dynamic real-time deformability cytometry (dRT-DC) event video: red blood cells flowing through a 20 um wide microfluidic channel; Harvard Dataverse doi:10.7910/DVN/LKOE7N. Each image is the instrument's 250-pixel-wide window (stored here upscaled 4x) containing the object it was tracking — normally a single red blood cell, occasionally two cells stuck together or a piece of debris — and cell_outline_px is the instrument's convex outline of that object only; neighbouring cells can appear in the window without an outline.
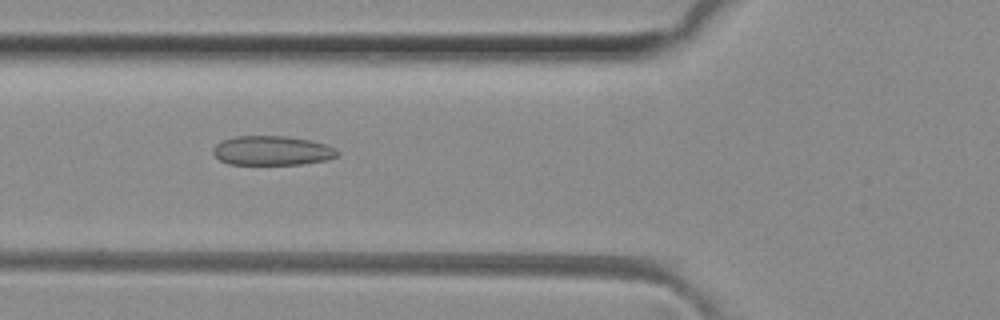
{"species": "common noctule bat (a hibernating species)", "species_latin": "Nyctalus noctula", "temperature_condition": "room temperature", "stored_images_in_passage": 49, "camera_frame_rate_fps": 3000, "um_per_image_px": 0.085, "animal": {"sex": "female", "body_mass_g": 29.2, "forearm_length_mm": 56.3}, "frame": {"image": 1, "passage_image": 18, "time_ms": 5.667, "image_size_px": [1000, 320], "cell_outline_px": [[340, 152], [336, 156], [328, 160], [300, 164], [228, 164], [220, 160], [212, 152], [212, 148], [220, 140], [236, 136], [284, 136], [308, 140], [324, 144], [336, 148]], "centroid_in_image_um": [23.1, 12.8], "position_along_channel_um": 102.7, "area_um2": 21.27}}
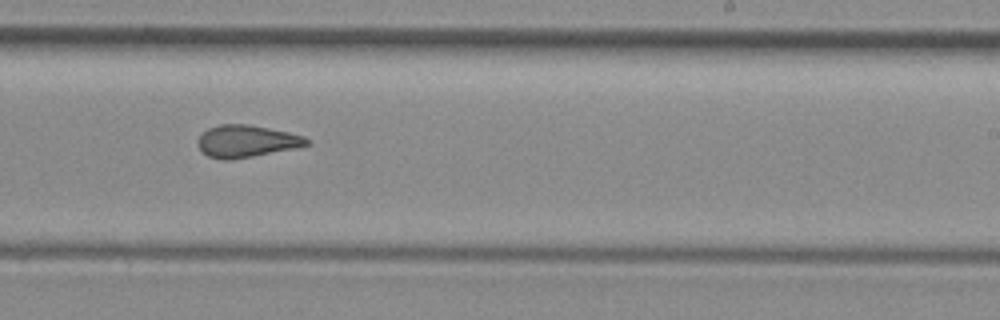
{"frame": {"image": 2, "passage_image": 30, "time_ms": 9.667, "image_size_px": [1000, 320], "cell_outline_px": [[312, 144], [296, 148], [232, 160], [220, 160], [208, 156], [196, 144], [196, 140], [208, 128], [220, 124], [248, 124], [288, 132], [304, 136]], "centroid_in_image_um": [20.94, 12.01], "position_along_channel_um": 268.1, "area_um2": 20.46}}
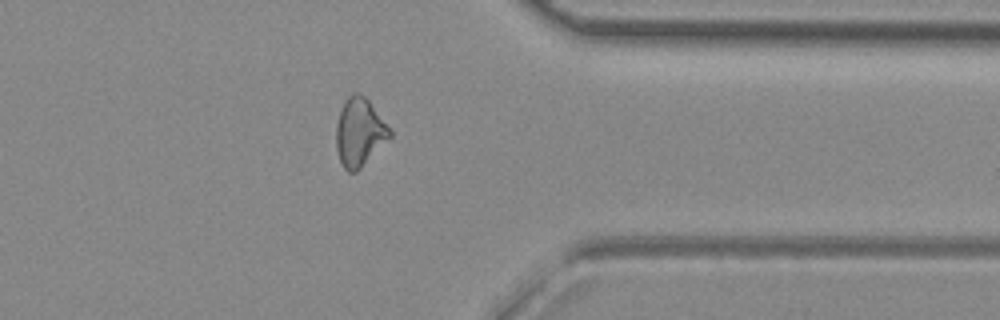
{"frame": {"image": 3, "passage_image": 39, "time_ms": 12.667, "image_size_px": [1000, 320], "cell_outline_px": [[392, 136], [356, 172], [348, 172], [344, 168], [340, 160], [336, 148], [336, 124], [340, 112], [348, 96], [352, 92], [356, 92], [364, 96], [368, 100], [392, 132]], "centroid_in_image_um": [30.54, 11.25], "position_along_channel_um": 380.9, "area_um2": 20.92}, "authors_computed_cell_mechanics": {"area_um2": 21.2704, "velocity_mm_per_s": 4.1334, "shape_relaxation_time_tau1_ms": null, "shape_relaxation_time_tau2_ms": 2.0814, "deformation_change_tau1": null, "deformation_change_tau2": 0.0913}}